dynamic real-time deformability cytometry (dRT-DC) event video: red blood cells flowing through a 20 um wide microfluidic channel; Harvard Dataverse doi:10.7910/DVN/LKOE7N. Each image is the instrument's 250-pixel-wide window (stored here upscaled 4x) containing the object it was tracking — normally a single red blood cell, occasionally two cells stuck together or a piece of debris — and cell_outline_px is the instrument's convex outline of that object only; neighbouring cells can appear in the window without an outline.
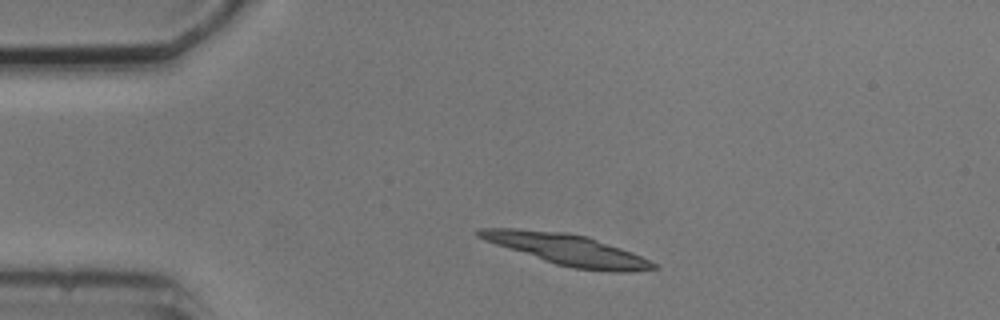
{"species": "common noctule bat (a hibernating species)", "species_latin": "Nyctalus noctula", "temperature_condition": "cold", "stored_images_in_passage": 2, "camera_frame_rate_fps": 3000, "um_per_image_px": 0.085, "animal": {"sex": "male", "body_mass_g": 20.5, "forearm_length_mm": 52.5}, "frame": {"image": 1, "passage_image": 1, "time_ms": 0.0, "image_size_px": [1000, 320], "cell_outline_px": [[660, 268], [628, 272], [608, 272], [572, 268], [556, 264], [484, 240], [476, 236], [476, 232], [480, 228], [516, 228], [564, 232], [588, 236], [632, 252], [656, 264]], "centroid_in_image_um": [48.24, 21.21], "position_along_channel_um": 36.8, "area_um2": 31.27}}